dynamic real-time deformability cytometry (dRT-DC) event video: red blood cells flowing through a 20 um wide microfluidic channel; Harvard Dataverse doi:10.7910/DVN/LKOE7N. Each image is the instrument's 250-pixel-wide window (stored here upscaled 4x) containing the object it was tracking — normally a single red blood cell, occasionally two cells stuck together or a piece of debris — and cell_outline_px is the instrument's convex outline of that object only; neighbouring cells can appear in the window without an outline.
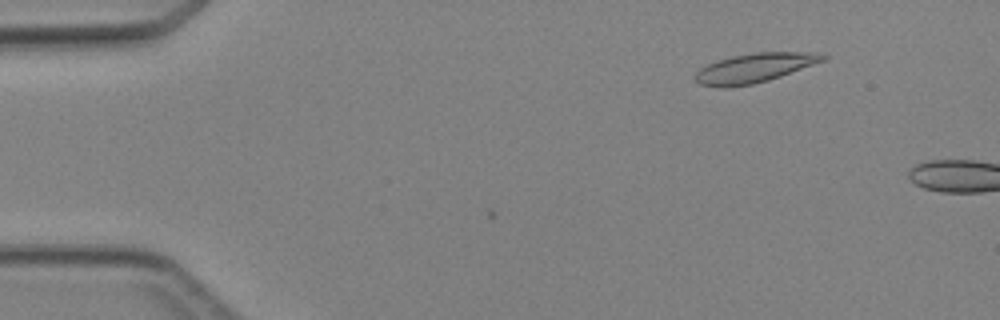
{"species": "Egyptian fruit bat (a non-hibernating species)", "species_latin": "Rousettus aegyptiacus", "temperature_condition": "cold", "stored_images_in_passage": 2, "camera_frame_rate_fps": 3000, "um_per_image_px": 0.085, "animal": {"sex": "female"}, "frame": {"image": 1, "passage_image": 2, "time_ms": 0.333, "image_size_px": [1000, 320], "cell_outline_px": [[828, 56], [824, 60], [780, 76], [768, 80], [752, 84], [728, 88], [720, 88], [700, 84], [696, 80], [696, 72], [700, 68], [716, 60], [732, 56], [752, 52], [820, 52]], "centroid_in_image_um": [64.11, 5.77], "position_along_channel_um": 20.9, "area_um2": 21.73}}